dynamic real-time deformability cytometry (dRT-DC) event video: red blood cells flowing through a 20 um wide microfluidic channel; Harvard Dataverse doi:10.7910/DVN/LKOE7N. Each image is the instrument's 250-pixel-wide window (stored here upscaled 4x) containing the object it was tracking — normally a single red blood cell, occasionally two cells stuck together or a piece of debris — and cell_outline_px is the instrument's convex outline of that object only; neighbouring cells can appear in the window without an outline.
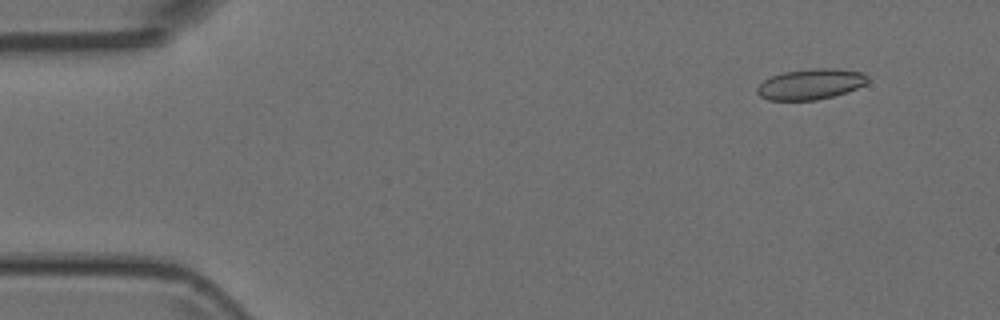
{"species": "Egyptian fruit bat (a non-hibernating species)", "species_latin": "Rousettus aegyptiacus", "temperature_condition": "room temperature", "stored_images_in_passage": 4, "camera_frame_rate_fps": 3000, "um_per_image_px": 0.085, "animal": {"sex": "female"}, "frame": {"image": 1, "passage_image": 1, "time_ms": 0.0, "image_size_px": [1000, 320], "cell_outline_px": [[868, 80], [864, 84], [848, 92], [816, 100], [768, 100], [760, 96], [756, 92], [756, 88], [764, 80], [772, 76], [784, 72], [812, 68], [836, 68], [864, 72], [868, 76]], "centroid_in_image_um": [68.91, 7.14], "position_along_channel_um": 16.1, "area_um2": 19.77}}
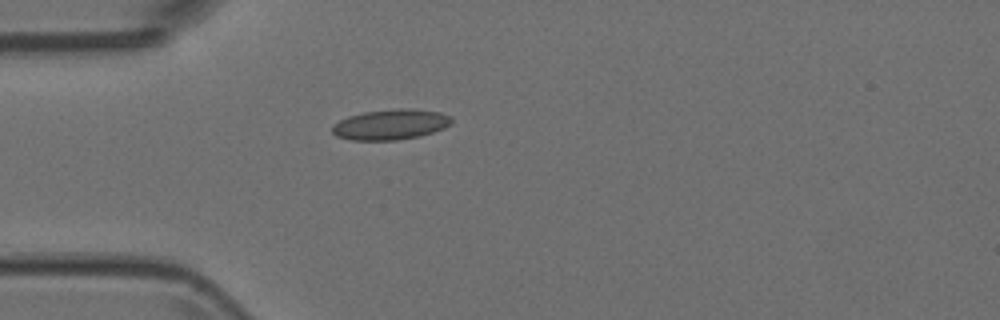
{"frame": {"image": 2, "passage_image": 4, "time_ms": 1.0, "image_size_px": [1000, 320], "cell_outline_px": [[452, 124], [444, 128], [420, 136], [396, 140], [352, 140], [336, 136], [332, 132], [332, 124], [348, 116], [364, 112], [400, 108], [408, 108], [440, 112], [452, 116]], "centroid_in_image_um": [33.21, 10.58], "position_along_channel_um": 51.8, "area_um2": 21.21}}